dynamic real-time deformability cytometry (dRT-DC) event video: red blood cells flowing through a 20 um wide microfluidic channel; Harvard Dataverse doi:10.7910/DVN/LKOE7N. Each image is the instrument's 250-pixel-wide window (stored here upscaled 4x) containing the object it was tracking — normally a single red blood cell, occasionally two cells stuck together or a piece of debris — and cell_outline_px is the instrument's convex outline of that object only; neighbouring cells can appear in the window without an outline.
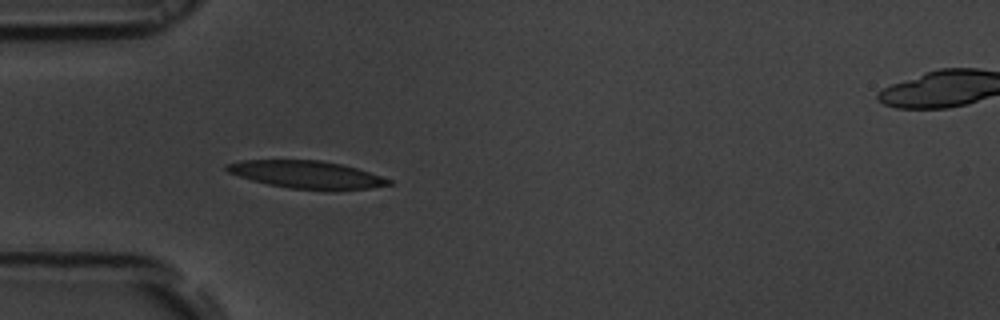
{"species": "common noctule bat (a hibernating species)", "species_latin": "Nyctalus noctula", "temperature_condition": "room temperature", "stored_images_in_passage": 39, "camera_frame_rate_fps": 3000, "um_per_image_px": 0.085, "animal": {"sex": "male", "body_mass_g": 19.5, "forearm_length_mm": 54.6}, "frame": {"image": 1, "passage_image": 1, "time_ms": 0.0, "image_size_px": [1000, 320], "cell_outline_px": [[392, 184], [372, 188], [332, 192], [288, 188], [268, 184], [252, 180], [228, 172], [224, 168], [224, 164], [240, 160], [320, 160], [340, 164], [356, 168], [392, 180]], "centroid_in_image_um": [26.08, 14.86], "position_along_channel_um": 58.9, "area_um2": 26.47}}
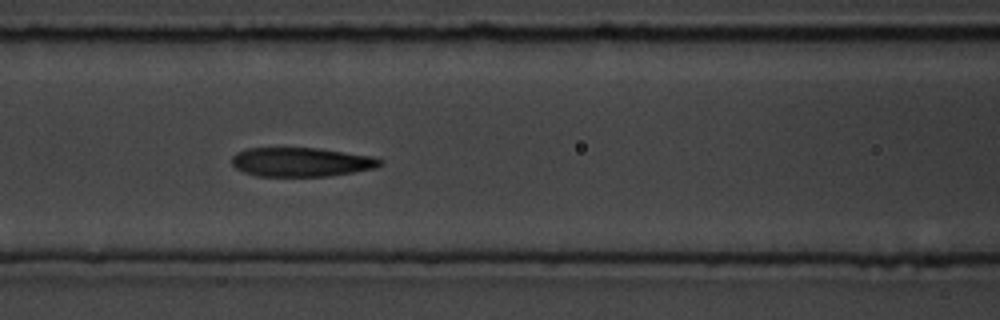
{"frame": {"image": 2, "passage_image": 8, "time_ms": 2.333, "image_size_px": [1000, 320], "cell_outline_px": [[384, 164], [376, 168], [328, 176], [256, 176], [244, 172], [236, 168], [232, 164], [232, 156], [236, 152], [248, 148], [320, 148], [372, 156], [384, 160]], "centroid_in_image_um": [25.63, 13.77], "position_along_channel_um": 141.0, "area_um2": 25.26}}
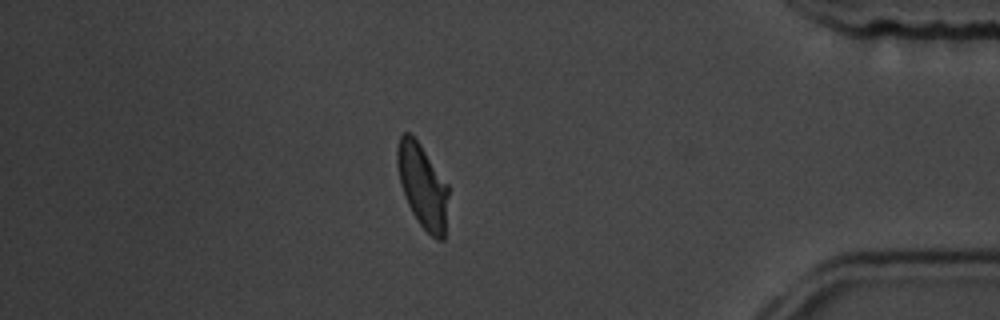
{"frame": {"image": 3, "passage_image": 32, "time_ms": 10.333, "image_size_px": [1000, 320], "cell_outline_px": [[448, 196], [444, 240], [436, 240], [420, 224], [412, 212], [408, 204], [400, 184], [396, 164], [396, 148], [400, 136], [404, 132], [408, 132], [420, 144], [448, 184]], "centroid_in_image_um": [35.9, 15.79], "position_along_channel_um": 399.3, "area_um2": 24.91}, "authors_computed_cell_mechanics": {"area_um2": 26.1834, "velocity_mm_per_s": 3.69, "shape_relaxation_time_tau1_ms": 7.0694, "shape_relaxation_time_tau2_ms": 3.0244, "deformation_change_tau1": 0.2247, "deformation_change_tau2": 0.1045}}